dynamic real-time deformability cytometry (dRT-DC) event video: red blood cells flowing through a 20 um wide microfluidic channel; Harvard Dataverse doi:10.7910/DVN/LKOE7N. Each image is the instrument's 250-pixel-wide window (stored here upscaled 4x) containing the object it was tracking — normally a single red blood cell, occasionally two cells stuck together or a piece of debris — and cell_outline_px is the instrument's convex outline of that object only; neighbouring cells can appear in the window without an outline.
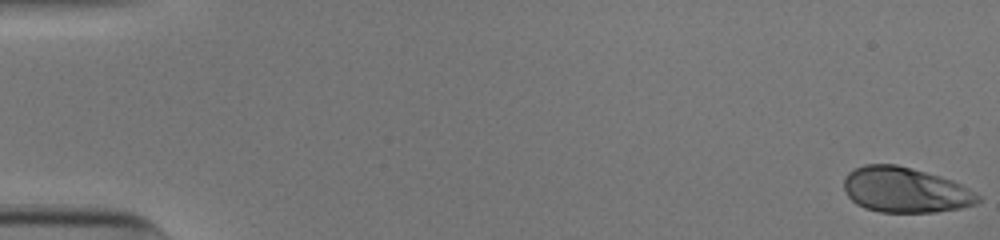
{"species": "human", "species_latin": "Homo sapiens", "temperature_condition": "cold", "stored_images_in_passage": 54, "camera_frame_rate_fps": 3000, "um_per_image_px": 0.085, "donor": {"sex": "male"}, "frame": {"image": 1, "passage_image": 1, "time_ms": 0.0, "image_size_px": [1000, 240], "cell_outline_px": [[980, 200], [976, 204], [960, 208], [936, 212], [880, 212], [864, 208], [856, 204], [848, 196], [844, 188], [844, 176], [848, 172], [864, 164], [896, 164], [912, 168], [940, 176], [952, 180], [968, 188], [980, 196]], "centroid_in_image_um": [76.92, 16.14], "position_along_channel_um": 8.1, "area_um2": 35.43}}
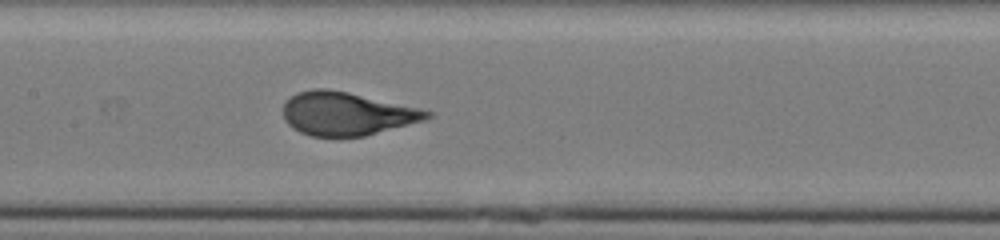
{"frame": {"image": 2, "passage_image": 27, "time_ms": 8.667, "image_size_px": [1000, 240], "cell_outline_px": [[432, 116], [428, 120], [364, 136], [312, 136], [300, 132], [292, 128], [284, 120], [284, 104], [296, 92], [312, 88], [328, 88], [348, 92], [420, 108], [432, 112]], "centroid_in_image_um": [29.49, 9.66], "position_along_channel_um": 177.9, "area_um2": 36.36}}
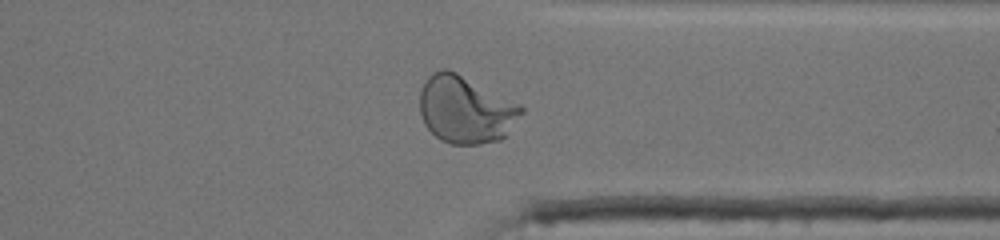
{"frame": {"image": 3, "passage_image": 42, "time_ms": 13.667, "image_size_px": [1000, 240], "cell_outline_px": [[524, 112], [504, 136], [500, 140], [480, 144], [452, 144], [440, 140], [424, 124], [420, 116], [420, 88], [428, 76], [432, 72], [440, 68], [448, 68], [520, 104], [524, 108]], "centroid_in_image_um": [39.55, 9.3], "position_along_channel_um": 371.9, "area_um2": 39.94}, "authors_computed_cell_mechanics": {"area_um2": 36.3851, "velocity_mm_per_s": 3.904, "shape_relaxation_time_tau1_ms": 5.3792, "shape_relaxation_time_tau2_ms": null, "deformation_change_tau1": 0.216, "deformation_change_tau2": null}}